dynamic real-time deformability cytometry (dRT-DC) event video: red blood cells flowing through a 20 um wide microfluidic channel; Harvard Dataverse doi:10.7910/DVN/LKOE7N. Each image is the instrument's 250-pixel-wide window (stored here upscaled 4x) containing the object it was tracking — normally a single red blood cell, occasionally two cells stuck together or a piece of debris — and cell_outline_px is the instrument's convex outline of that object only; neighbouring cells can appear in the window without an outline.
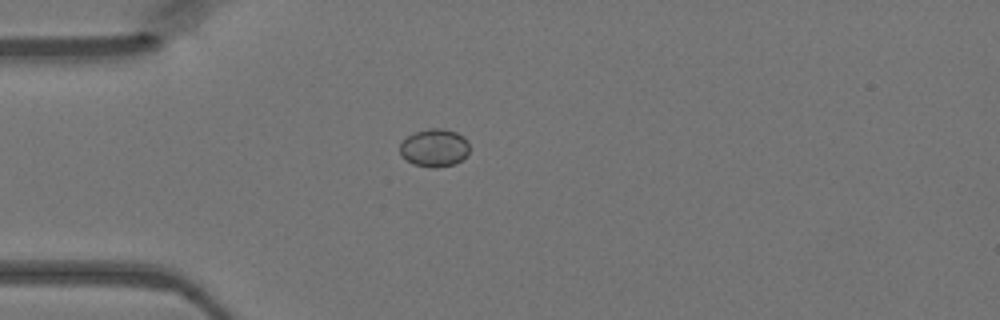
{"species": "Egyptian fruit bat (a non-hibernating species)", "species_latin": "Rousettus aegyptiacus", "temperature_condition": "warm", "stored_images_in_passage": 47, "camera_frame_rate_fps": 3000, "um_per_image_px": 0.085, "animal": {"sex": "female"}, "frame": {"image": 1, "passage_image": 13, "time_ms": 4.0, "image_size_px": [1000, 320], "cell_outline_px": [[468, 152], [456, 164], [436, 168], [432, 168], [412, 164], [400, 156], [400, 144], [408, 136], [416, 132], [428, 128], [440, 128], [456, 132], [464, 136], [468, 140]], "centroid_in_image_um": [36.91, 12.57], "position_along_channel_um": 48.1, "area_um2": 15.43}}
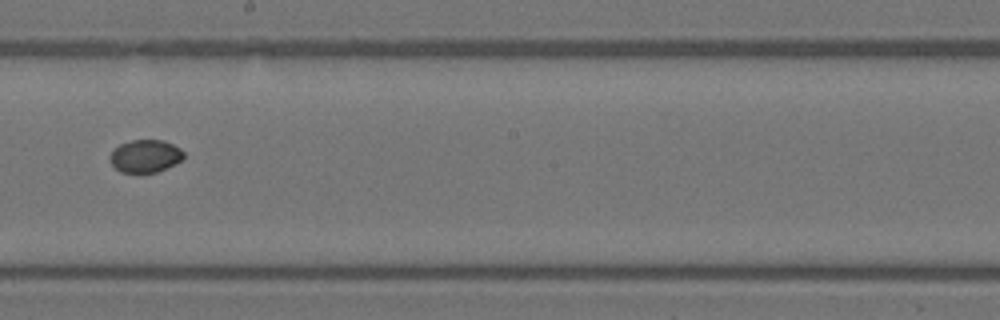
{"frame": {"image": 2, "passage_image": 27, "time_ms": 8.667, "image_size_px": [1000, 320], "cell_outline_px": [[184, 156], [180, 160], [156, 172], [120, 172], [108, 160], [108, 156], [120, 144], [132, 140], [164, 140], [180, 148], [184, 152]], "centroid_in_image_um": [12.32, 13.25], "position_along_channel_um": 235.9, "area_um2": 13.81}}
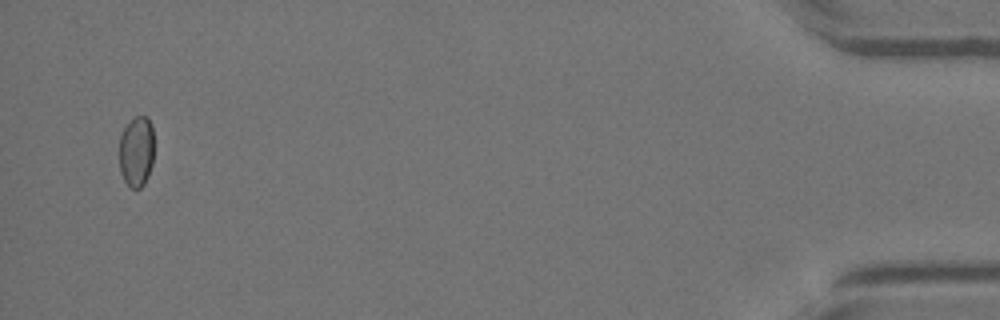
{"frame": {"image": 3, "passage_image": 46, "time_ms": 15.0, "image_size_px": [1000, 320], "cell_outline_px": [[152, 164], [148, 176], [144, 184], [140, 188], [128, 188], [120, 172], [120, 136], [124, 128], [136, 116], [148, 116], [152, 124]], "centroid_in_image_um": [11.59, 12.9], "position_along_channel_um": 423.6, "area_um2": 14.28}}